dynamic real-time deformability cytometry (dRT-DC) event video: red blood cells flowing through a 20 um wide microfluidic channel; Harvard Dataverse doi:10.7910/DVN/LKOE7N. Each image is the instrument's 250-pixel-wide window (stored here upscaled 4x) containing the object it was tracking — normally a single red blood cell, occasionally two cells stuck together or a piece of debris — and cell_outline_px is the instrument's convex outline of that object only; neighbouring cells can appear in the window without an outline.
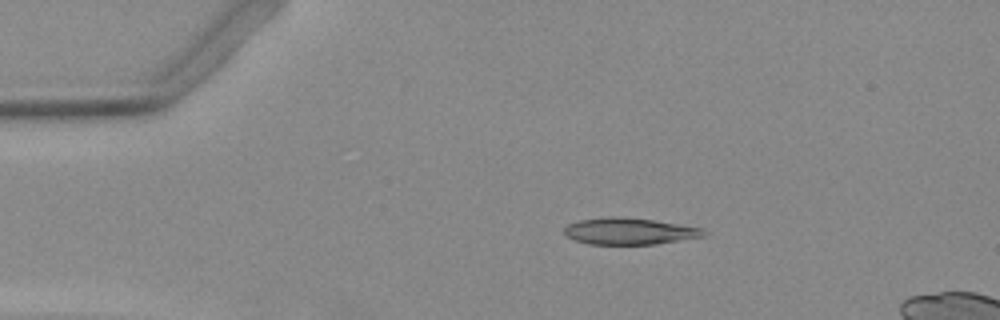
{"species": "Egyptian fruit bat (a non-hibernating species)", "species_latin": "Rousettus aegyptiacus", "temperature_condition": "warm", "stored_images_in_passage": 43, "camera_frame_rate_fps": 3000, "um_per_image_px": 0.085, "animal": {"sex": "female"}, "frame": {"image": 1, "passage_image": 1, "time_ms": 0.0, "image_size_px": [1000, 320], "cell_outline_px": [[708, 232], [704, 236], [656, 244], [588, 244], [564, 236], [564, 228], [568, 224], [580, 220], [608, 216], [624, 216], [652, 220], [704, 228]], "centroid_in_image_um": [53.49, 19.64], "position_along_channel_um": 31.5, "area_um2": 21.73}}
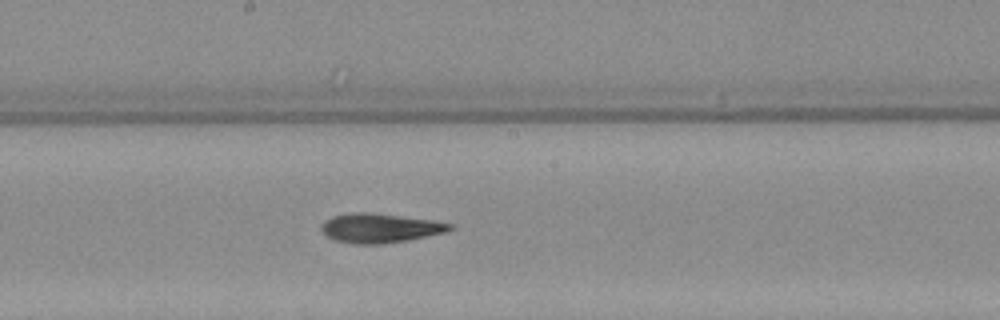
{"frame": {"image": 2, "passage_image": 19, "time_ms": 6.0, "image_size_px": [1000, 320], "cell_outline_px": [[456, 228], [448, 232], [408, 240], [380, 244], [352, 244], [332, 240], [320, 228], [324, 220], [332, 216], [348, 212], [372, 212], [432, 220], [452, 224]], "centroid_in_image_um": [32.3, 19.38], "position_along_channel_um": 215.9, "area_um2": 22.25}}
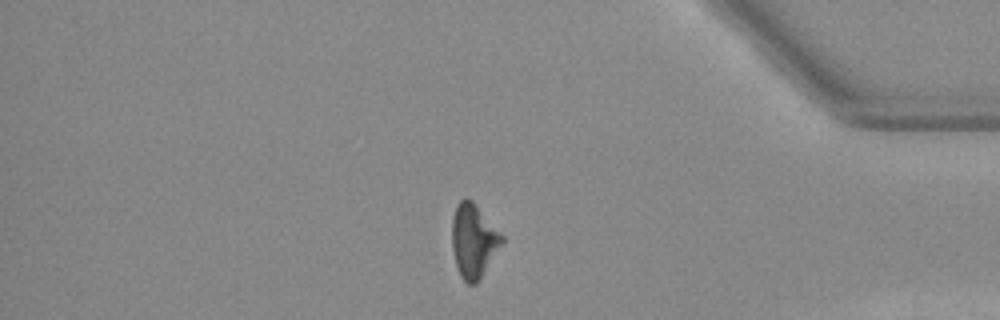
{"frame": {"image": 3, "passage_image": 35, "time_ms": 11.333, "image_size_px": [1000, 320], "cell_outline_px": [[504, 240], [476, 284], [468, 284], [460, 276], [456, 264], [452, 248], [452, 216], [456, 204], [464, 196], [472, 200], [504, 236]], "centroid_in_image_um": [40.23, 20.42], "position_along_channel_um": 395.0, "area_um2": 21.33}}